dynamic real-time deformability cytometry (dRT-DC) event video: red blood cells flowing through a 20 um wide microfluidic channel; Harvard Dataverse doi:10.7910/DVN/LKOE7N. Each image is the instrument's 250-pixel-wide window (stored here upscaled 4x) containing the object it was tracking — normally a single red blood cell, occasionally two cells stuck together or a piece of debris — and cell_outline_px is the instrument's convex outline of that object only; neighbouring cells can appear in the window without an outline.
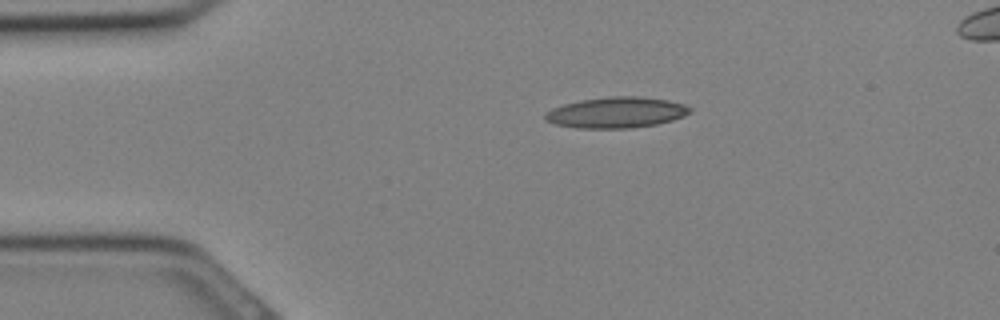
{"species": "Egyptian fruit bat (a non-hibernating species)", "species_latin": "Rousettus aegyptiacus", "temperature_condition": "cold", "stored_images_in_passage": 3, "camera_frame_rate_fps": 3000, "um_per_image_px": 0.085, "animal": {"sex": "female"}, "frame": {"image": 1, "passage_image": 1, "time_ms": 0.0, "image_size_px": [1000, 320], "cell_outline_px": [[692, 112], [684, 116], [672, 120], [656, 124], [628, 128], [576, 128], [556, 124], [544, 120], [544, 116], [552, 108], [564, 104], [580, 100], [608, 96], [640, 96], [668, 100], [684, 104], [692, 108]], "centroid_in_image_um": [52.41, 9.55], "position_along_channel_um": 32.6, "area_um2": 26.07}}